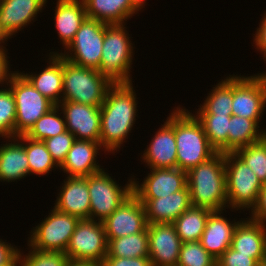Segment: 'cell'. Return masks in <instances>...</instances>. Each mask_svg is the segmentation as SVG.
<instances>
[{
  "label": "cell",
  "mask_w": 266,
  "mask_h": 266,
  "mask_svg": "<svg viewBox=\"0 0 266 266\" xmlns=\"http://www.w3.org/2000/svg\"><path fill=\"white\" fill-rule=\"evenodd\" d=\"M28 253L20 249L19 253L23 266H66L70 261L63 252L40 251L32 248L28 243Z\"/></svg>",
  "instance_id": "74e56055"
},
{
  "label": "cell",
  "mask_w": 266,
  "mask_h": 266,
  "mask_svg": "<svg viewBox=\"0 0 266 266\" xmlns=\"http://www.w3.org/2000/svg\"><path fill=\"white\" fill-rule=\"evenodd\" d=\"M75 140V136L67 130L62 134L45 139L43 142L51 154L52 159L60 166Z\"/></svg>",
  "instance_id": "f35d334b"
},
{
  "label": "cell",
  "mask_w": 266,
  "mask_h": 266,
  "mask_svg": "<svg viewBox=\"0 0 266 266\" xmlns=\"http://www.w3.org/2000/svg\"><path fill=\"white\" fill-rule=\"evenodd\" d=\"M249 215L248 217L250 219L266 226V184H263L259 192L257 203Z\"/></svg>",
  "instance_id": "b9f144b4"
},
{
  "label": "cell",
  "mask_w": 266,
  "mask_h": 266,
  "mask_svg": "<svg viewBox=\"0 0 266 266\" xmlns=\"http://www.w3.org/2000/svg\"><path fill=\"white\" fill-rule=\"evenodd\" d=\"M132 176L133 194L137 198H160L187 185V172L178 168L150 169L141 183L137 181L139 178Z\"/></svg>",
  "instance_id": "2e32d148"
},
{
  "label": "cell",
  "mask_w": 266,
  "mask_h": 266,
  "mask_svg": "<svg viewBox=\"0 0 266 266\" xmlns=\"http://www.w3.org/2000/svg\"><path fill=\"white\" fill-rule=\"evenodd\" d=\"M58 106L64 115L66 129L75 136V139L100 143V107L72 101H62Z\"/></svg>",
  "instance_id": "9a60e30c"
},
{
  "label": "cell",
  "mask_w": 266,
  "mask_h": 266,
  "mask_svg": "<svg viewBox=\"0 0 266 266\" xmlns=\"http://www.w3.org/2000/svg\"><path fill=\"white\" fill-rule=\"evenodd\" d=\"M175 107L177 168L188 172L209 160L217 151L210 145L200 121L185 106Z\"/></svg>",
  "instance_id": "3957f363"
},
{
  "label": "cell",
  "mask_w": 266,
  "mask_h": 266,
  "mask_svg": "<svg viewBox=\"0 0 266 266\" xmlns=\"http://www.w3.org/2000/svg\"><path fill=\"white\" fill-rule=\"evenodd\" d=\"M216 266H258V262L249 255L240 254L229 247L216 260Z\"/></svg>",
  "instance_id": "ab89813d"
},
{
  "label": "cell",
  "mask_w": 266,
  "mask_h": 266,
  "mask_svg": "<svg viewBox=\"0 0 266 266\" xmlns=\"http://www.w3.org/2000/svg\"><path fill=\"white\" fill-rule=\"evenodd\" d=\"M54 8V26L65 49L87 18L85 5L83 0H57Z\"/></svg>",
  "instance_id": "484cf974"
},
{
  "label": "cell",
  "mask_w": 266,
  "mask_h": 266,
  "mask_svg": "<svg viewBox=\"0 0 266 266\" xmlns=\"http://www.w3.org/2000/svg\"><path fill=\"white\" fill-rule=\"evenodd\" d=\"M60 111L59 106L55 105L36 121L25 136L33 140L44 141L67 131L64 115Z\"/></svg>",
  "instance_id": "836d02e7"
},
{
  "label": "cell",
  "mask_w": 266,
  "mask_h": 266,
  "mask_svg": "<svg viewBox=\"0 0 266 266\" xmlns=\"http://www.w3.org/2000/svg\"><path fill=\"white\" fill-rule=\"evenodd\" d=\"M0 144V182H16L29 175L24 135L3 138Z\"/></svg>",
  "instance_id": "603a6c76"
},
{
  "label": "cell",
  "mask_w": 266,
  "mask_h": 266,
  "mask_svg": "<svg viewBox=\"0 0 266 266\" xmlns=\"http://www.w3.org/2000/svg\"><path fill=\"white\" fill-rule=\"evenodd\" d=\"M16 102L9 87L0 89V138L15 137Z\"/></svg>",
  "instance_id": "d590c367"
},
{
  "label": "cell",
  "mask_w": 266,
  "mask_h": 266,
  "mask_svg": "<svg viewBox=\"0 0 266 266\" xmlns=\"http://www.w3.org/2000/svg\"><path fill=\"white\" fill-rule=\"evenodd\" d=\"M103 224L107 239L143 232L148 227L144 205L132 193Z\"/></svg>",
  "instance_id": "5bb4252c"
},
{
  "label": "cell",
  "mask_w": 266,
  "mask_h": 266,
  "mask_svg": "<svg viewBox=\"0 0 266 266\" xmlns=\"http://www.w3.org/2000/svg\"><path fill=\"white\" fill-rule=\"evenodd\" d=\"M149 255L148 231L108 239L106 257L137 258Z\"/></svg>",
  "instance_id": "4dcf8cb0"
},
{
  "label": "cell",
  "mask_w": 266,
  "mask_h": 266,
  "mask_svg": "<svg viewBox=\"0 0 266 266\" xmlns=\"http://www.w3.org/2000/svg\"><path fill=\"white\" fill-rule=\"evenodd\" d=\"M133 83H114L108 90L101 112L100 144L104 153L115 155L134 130L138 118V98ZM122 145V146H121Z\"/></svg>",
  "instance_id": "6da1fadb"
},
{
  "label": "cell",
  "mask_w": 266,
  "mask_h": 266,
  "mask_svg": "<svg viewBox=\"0 0 266 266\" xmlns=\"http://www.w3.org/2000/svg\"><path fill=\"white\" fill-rule=\"evenodd\" d=\"M253 47L255 50L261 53L264 62L266 61V11L263 17L260 19L259 27L256 28L255 34H253Z\"/></svg>",
  "instance_id": "7bdbcfd3"
},
{
  "label": "cell",
  "mask_w": 266,
  "mask_h": 266,
  "mask_svg": "<svg viewBox=\"0 0 266 266\" xmlns=\"http://www.w3.org/2000/svg\"><path fill=\"white\" fill-rule=\"evenodd\" d=\"M107 25V23L86 18L64 50H59L60 52L55 50L48 54H60L76 65L100 71L102 46Z\"/></svg>",
  "instance_id": "ba28073f"
},
{
  "label": "cell",
  "mask_w": 266,
  "mask_h": 266,
  "mask_svg": "<svg viewBox=\"0 0 266 266\" xmlns=\"http://www.w3.org/2000/svg\"><path fill=\"white\" fill-rule=\"evenodd\" d=\"M57 192L54 208L62 213L90 219V195L86 177L66 176Z\"/></svg>",
  "instance_id": "ffe728a7"
},
{
  "label": "cell",
  "mask_w": 266,
  "mask_h": 266,
  "mask_svg": "<svg viewBox=\"0 0 266 266\" xmlns=\"http://www.w3.org/2000/svg\"><path fill=\"white\" fill-rule=\"evenodd\" d=\"M48 0H0V28L9 37L33 24ZM36 19V20H35Z\"/></svg>",
  "instance_id": "ac0fdd59"
},
{
  "label": "cell",
  "mask_w": 266,
  "mask_h": 266,
  "mask_svg": "<svg viewBox=\"0 0 266 266\" xmlns=\"http://www.w3.org/2000/svg\"><path fill=\"white\" fill-rule=\"evenodd\" d=\"M8 50L0 51V88L8 87L11 77L16 71H11ZM7 85V86H6Z\"/></svg>",
  "instance_id": "ee69618b"
},
{
  "label": "cell",
  "mask_w": 266,
  "mask_h": 266,
  "mask_svg": "<svg viewBox=\"0 0 266 266\" xmlns=\"http://www.w3.org/2000/svg\"><path fill=\"white\" fill-rule=\"evenodd\" d=\"M46 57L48 65L41 72L21 73L44 97L58 105L62 102L63 93V57L60 54L48 53Z\"/></svg>",
  "instance_id": "d4e9b609"
},
{
  "label": "cell",
  "mask_w": 266,
  "mask_h": 266,
  "mask_svg": "<svg viewBox=\"0 0 266 266\" xmlns=\"http://www.w3.org/2000/svg\"><path fill=\"white\" fill-rule=\"evenodd\" d=\"M177 266H216V259L200 241L185 242L181 245Z\"/></svg>",
  "instance_id": "8d00e7d4"
},
{
  "label": "cell",
  "mask_w": 266,
  "mask_h": 266,
  "mask_svg": "<svg viewBox=\"0 0 266 266\" xmlns=\"http://www.w3.org/2000/svg\"><path fill=\"white\" fill-rule=\"evenodd\" d=\"M203 126L210 145L221 153L228 152V132L231 115L194 114Z\"/></svg>",
  "instance_id": "1f68e13d"
},
{
  "label": "cell",
  "mask_w": 266,
  "mask_h": 266,
  "mask_svg": "<svg viewBox=\"0 0 266 266\" xmlns=\"http://www.w3.org/2000/svg\"><path fill=\"white\" fill-rule=\"evenodd\" d=\"M114 82L99 70L76 65L63 58L62 101L101 107Z\"/></svg>",
  "instance_id": "277c9868"
},
{
  "label": "cell",
  "mask_w": 266,
  "mask_h": 266,
  "mask_svg": "<svg viewBox=\"0 0 266 266\" xmlns=\"http://www.w3.org/2000/svg\"><path fill=\"white\" fill-rule=\"evenodd\" d=\"M16 102L15 136L25 135L55 105L44 97L19 70L8 84Z\"/></svg>",
  "instance_id": "9c48e42d"
},
{
  "label": "cell",
  "mask_w": 266,
  "mask_h": 266,
  "mask_svg": "<svg viewBox=\"0 0 266 266\" xmlns=\"http://www.w3.org/2000/svg\"><path fill=\"white\" fill-rule=\"evenodd\" d=\"M230 247L260 263L266 259V226L243 218L235 228Z\"/></svg>",
  "instance_id": "cb8c5ba5"
},
{
  "label": "cell",
  "mask_w": 266,
  "mask_h": 266,
  "mask_svg": "<svg viewBox=\"0 0 266 266\" xmlns=\"http://www.w3.org/2000/svg\"><path fill=\"white\" fill-rule=\"evenodd\" d=\"M228 132V152H235L241 147L248 146L261 140L266 135V128L251 119L231 115Z\"/></svg>",
  "instance_id": "f1b7e54d"
},
{
  "label": "cell",
  "mask_w": 266,
  "mask_h": 266,
  "mask_svg": "<svg viewBox=\"0 0 266 266\" xmlns=\"http://www.w3.org/2000/svg\"><path fill=\"white\" fill-rule=\"evenodd\" d=\"M265 63H266V61H265ZM259 74L263 77V79H264V81L266 83V70L261 72V73H259Z\"/></svg>",
  "instance_id": "f907efd6"
},
{
  "label": "cell",
  "mask_w": 266,
  "mask_h": 266,
  "mask_svg": "<svg viewBox=\"0 0 266 266\" xmlns=\"http://www.w3.org/2000/svg\"><path fill=\"white\" fill-rule=\"evenodd\" d=\"M66 266H101V265L94 262L69 261Z\"/></svg>",
  "instance_id": "bcb514c9"
},
{
  "label": "cell",
  "mask_w": 266,
  "mask_h": 266,
  "mask_svg": "<svg viewBox=\"0 0 266 266\" xmlns=\"http://www.w3.org/2000/svg\"><path fill=\"white\" fill-rule=\"evenodd\" d=\"M212 212L207 208L191 206L173 222L182 243L200 241Z\"/></svg>",
  "instance_id": "f546056e"
},
{
  "label": "cell",
  "mask_w": 266,
  "mask_h": 266,
  "mask_svg": "<svg viewBox=\"0 0 266 266\" xmlns=\"http://www.w3.org/2000/svg\"><path fill=\"white\" fill-rule=\"evenodd\" d=\"M24 149L28 158L29 176H47L52 170L59 169L43 141L33 140L24 135Z\"/></svg>",
  "instance_id": "d6a6232c"
},
{
  "label": "cell",
  "mask_w": 266,
  "mask_h": 266,
  "mask_svg": "<svg viewBox=\"0 0 266 266\" xmlns=\"http://www.w3.org/2000/svg\"><path fill=\"white\" fill-rule=\"evenodd\" d=\"M223 79L214 84L215 87L212 86L204 102L194 111L195 114L232 115L233 75L229 74Z\"/></svg>",
  "instance_id": "83f0119b"
},
{
  "label": "cell",
  "mask_w": 266,
  "mask_h": 266,
  "mask_svg": "<svg viewBox=\"0 0 266 266\" xmlns=\"http://www.w3.org/2000/svg\"><path fill=\"white\" fill-rule=\"evenodd\" d=\"M87 18L107 24H127L138 10L130 0H83Z\"/></svg>",
  "instance_id": "4316f807"
},
{
  "label": "cell",
  "mask_w": 266,
  "mask_h": 266,
  "mask_svg": "<svg viewBox=\"0 0 266 266\" xmlns=\"http://www.w3.org/2000/svg\"><path fill=\"white\" fill-rule=\"evenodd\" d=\"M223 214V215H222ZM223 211H213L206 222L200 242L202 247L216 260L231 246V241L238 221L224 217Z\"/></svg>",
  "instance_id": "7402d4cb"
},
{
  "label": "cell",
  "mask_w": 266,
  "mask_h": 266,
  "mask_svg": "<svg viewBox=\"0 0 266 266\" xmlns=\"http://www.w3.org/2000/svg\"><path fill=\"white\" fill-rule=\"evenodd\" d=\"M101 266H152L149 256L137 258L105 257Z\"/></svg>",
  "instance_id": "60d3db41"
},
{
  "label": "cell",
  "mask_w": 266,
  "mask_h": 266,
  "mask_svg": "<svg viewBox=\"0 0 266 266\" xmlns=\"http://www.w3.org/2000/svg\"><path fill=\"white\" fill-rule=\"evenodd\" d=\"M6 241L2 238L0 239V266L10 263L20 251V246H15L13 243L11 244Z\"/></svg>",
  "instance_id": "f6af8a7d"
},
{
  "label": "cell",
  "mask_w": 266,
  "mask_h": 266,
  "mask_svg": "<svg viewBox=\"0 0 266 266\" xmlns=\"http://www.w3.org/2000/svg\"><path fill=\"white\" fill-rule=\"evenodd\" d=\"M132 178L133 176H130L122 186L105 169L87 176L90 219L100 222L107 219L133 193Z\"/></svg>",
  "instance_id": "52a82bcc"
},
{
  "label": "cell",
  "mask_w": 266,
  "mask_h": 266,
  "mask_svg": "<svg viewBox=\"0 0 266 266\" xmlns=\"http://www.w3.org/2000/svg\"><path fill=\"white\" fill-rule=\"evenodd\" d=\"M226 191L230 211H249L255 207L263 186L255 173L235 153H225Z\"/></svg>",
  "instance_id": "8992f818"
},
{
  "label": "cell",
  "mask_w": 266,
  "mask_h": 266,
  "mask_svg": "<svg viewBox=\"0 0 266 266\" xmlns=\"http://www.w3.org/2000/svg\"><path fill=\"white\" fill-rule=\"evenodd\" d=\"M108 239L103 222L81 219L77 223L65 254L70 261L100 264L107 255Z\"/></svg>",
  "instance_id": "8fae6325"
},
{
  "label": "cell",
  "mask_w": 266,
  "mask_h": 266,
  "mask_svg": "<svg viewBox=\"0 0 266 266\" xmlns=\"http://www.w3.org/2000/svg\"><path fill=\"white\" fill-rule=\"evenodd\" d=\"M235 153L255 173L262 184H266V135L259 141L241 147Z\"/></svg>",
  "instance_id": "e575fe53"
},
{
  "label": "cell",
  "mask_w": 266,
  "mask_h": 266,
  "mask_svg": "<svg viewBox=\"0 0 266 266\" xmlns=\"http://www.w3.org/2000/svg\"><path fill=\"white\" fill-rule=\"evenodd\" d=\"M258 266H266V259L258 263Z\"/></svg>",
  "instance_id": "816d5d0a"
},
{
  "label": "cell",
  "mask_w": 266,
  "mask_h": 266,
  "mask_svg": "<svg viewBox=\"0 0 266 266\" xmlns=\"http://www.w3.org/2000/svg\"><path fill=\"white\" fill-rule=\"evenodd\" d=\"M102 149V150H101ZM104 150L99 142L75 140L65 160L59 166L68 177H86L102 171L98 156ZM100 152V153H99Z\"/></svg>",
  "instance_id": "d6986e66"
},
{
  "label": "cell",
  "mask_w": 266,
  "mask_h": 266,
  "mask_svg": "<svg viewBox=\"0 0 266 266\" xmlns=\"http://www.w3.org/2000/svg\"><path fill=\"white\" fill-rule=\"evenodd\" d=\"M149 258L152 266H177L182 245L173 223L148 224Z\"/></svg>",
  "instance_id": "e0dca14e"
},
{
  "label": "cell",
  "mask_w": 266,
  "mask_h": 266,
  "mask_svg": "<svg viewBox=\"0 0 266 266\" xmlns=\"http://www.w3.org/2000/svg\"><path fill=\"white\" fill-rule=\"evenodd\" d=\"M126 23L108 24L102 46L100 72L114 83H132V62L135 45L127 31ZM131 36V37H129ZM134 45V46H133Z\"/></svg>",
  "instance_id": "5b68a950"
},
{
  "label": "cell",
  "mask_w": 266,
  "mask_h": 266,
  "mask_svg": "<svg viewBox=\"0 0 266 266\" xmlns=\"http://www.w3.org/2000/svg\"><path fill=\"white\" fill-rule=\"evenodd\" d=\"M4 266H23L20 253L10 263Z\"/></svg>",
  "instance_id": "681fc988"
},
{
  "label": "cell",
  "mask_w": 266,
  "mask_h": 266,
  "mask_svg": "<svg viewBox=\"0 0 266 266\" xmlns=\"http://www.w3.org/2000/svg\"><path fill=\"white\" fill-rule=\"evenodd\" d=\"M138 199L144 205L148 224L173 223L192 206L187 185L167 196Z\"/></svg>",
  "instance_id": "44dd1931"
},
{
  "label": "cell",
  "mask_w": 266,
  "mask_h": 266,
  "mask_svg": "<svg viewBox=\"0 0 266 266\" xmlns=\"http://www.w3.org/2000/svg\"><path fill=\"white\" fill-rule=\"evenodd\" d=\"M9 39V37L2 31V29L0 28V51L3 50H7V48L5 46L6 42H8L7 40Z\"/></svg>",
  "instance_id": "7dc6e473"
},
{
  "label": "cell",
  "mask_w": 266,
  "mask_h": 266,
  "mask_svg": "<svg viewBox=\"0 0 266 266\" xmlns=\"http://www.w3.org/2000/svg\"><path fill=\"white\" fill-rule=\"evenodd\" d=\"M151 138L143 153L141 162L149 169L177 168V146L175 140V107Z\"/></svg>",
  "instance_id": "4fadbf2b"
},
{
  "label": "cell",
  "mask_w": 266,
  "mask_h": 266,
  "mask_svg": "<svg viewBox=\"0 0 266 266\" xmlns=\"http://www.w3.org/2000/svg\"><path fill=\"white\" fill-rule=\"evenodd\" d=\"M52 208L48 216L31 228L27 243L40 251L65 253L80 219Z\"/></svg>",
  "instance_id": "30bf717a"
},
{
  "label": "cell",
  "mask_w": 266,
  "mask_h": 266,
  "mask_svg": "<svg viewBox=\"0 0 266 266\" xmlns=\"http://www.w3.org/2000/svg\"><path fill=\"white\" fill-rule=\"evenodd\" d=\"M147 0H130L131 4L138 10L142 11L143 8H145V5Z\"/></svg>",
  "instance_id": "c3c4849f"
},
{
  "label": "cell",
  "mask_w": 266,
  "mask_h": 266,
  "mask_svg": "<svg viewBox=\"0 0 266 266\" xmlns=\"http://www.w3.org/2000/svg\"><path fill=\"white\" fill-rule=\"evenodd\" d=\"M187 186L192 206L226 213L225 153L217 152L209 160L191 168L187 172Z\"/></svg>",
  "instance_id": "7a4b0ae2"
},
{
  "label": "cell",
  "mask_w": 266,
  "mask_h": 266,
  "mask_svg": "<svg viewBox=\"0 0 266 266\" xmlns=\"http://www.w3.org/2000/svg\"><path fill=\"white\" fill-rule=\"evenodd\" d=\"M248 75L233 74L232 115L255 120L261 125L266 110V83L259 73Z\"/></svg>",
  "instance_id": "7c38bea8"
}]
</instances>
